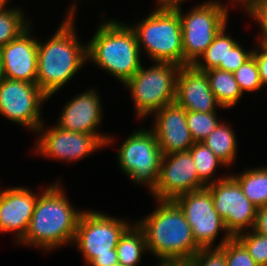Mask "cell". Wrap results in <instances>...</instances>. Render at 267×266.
<instances>
[{"label": "cell", "mask_w": 267, "mask_h": 266, "mask_svg": "<svg viewBox=\"0 0 267 266\" xmlns=\"http://www.w3.org/2000/svg\"><path fill=\"white\" fill-rule=\"evenodd\" d=\"M206 188L199 179L189 151L163 155L157 184L150 192L156 200H174L182 194Z\"/></svg>", "instance_id": "cell-14"}, {"label": "cell", "mask_w": 267, "mask_h": 266, "mask_svg": "<svg viewBox=\"0 0 267 266\" xmlns=\"http://www.w3.org/2000/svg\"><path fill=\"white\" fill-rule=\"evenodd\" d=\"M252 56L255 58L260 79L263 86L267 85V46L260 44L259 47L253 49Z\"/></svg>", "instance_id": "cell-34"}, {"label": "cell", "mask_w": 267, "mask_h": 266, "mask_svg": "<svg viewBox=\"0 0 267 266\" xmlns=\"http://www.w3.org/2000/svg\"><path fill=\"white\" fill-rule=\"evenodd\" d=\"M236 238L245 246L259 266H267V236L253 229L240 233Z\"/></svg>", "instance_id": "cell-29"}, {"label": "cell", "mask_w": 267, "mask_h": 266, "mask_svg": "<svg viewBox=\"0 0 267 266\" xmlns=\"http://www.w3.org/2000/svg\"><path fill=\"white\" fill-rule=\"evenodd\" d=\"M187 262L189 266H227L224 254L218 248L201 249Z\"/></svg>", "instance_id": "cell-32"}, {"label": "cell", "mask_w": 267, "mask_h": 266, "mask_svg": "<svg viewBox=\"0 0 267 266\" xmlns=\"http://www.w3.org/2000/svg\"><path fill=\"white\" fill-rule=\"evenodd\" d=\"M47 100L36 83L4 78L0 84V114L35 134L44 123L41 105Z\"/></svg>", "instance_id": "cell-11"}, {"label": "cell", "mask_w": 267, "mask_h": 266, "mask_svg": "<svg viewBox=\"0 0 267 266\" xmlns=\"http://www.w3.org/2000/svg\"><path fill=\"white\" fill-rule=\"evenodd\" d=\"M158 8H172L180 7L185 0H156ZM187 1V0H186Z\"/></svg>", "instance_id": "cell-36"}, {"label": "cell", "mask_w": 267, "mask_h": 266, "mask_svg": "<svg viewBox=\"0 0 267 266\" xmlns=\"http://www.w3.org/2000/svg\"><path fill=\"white\" fill-rule=\"evenodd\" d=\"M133 223L99 211H83L73 245L88 266H113L118 263L116 246Z\"/></svg>", "instance_id": "cell-5"}, {"label": "cell", "mask_w": 267, "mask_h": 266, "mask_svg": "<svg viewBox=\"0 0 267 266\" xmlns=\"http://www.w3.org/2000/svg\"><path fill=\"white\" fill-rule=\"evenodd\" d=\"M221 1H204L184 14L178 11L182 26L184 66L193 65L214 41L219 32L227 26L230 7Z\"/></svg>", "instance_id": "cell-8"}, {"label": "cell", "mask_w": 267, "mask_h": 266, "mask_svg": "<svg viewBox=\"0 0 267 266\" xmlns=\"http://www.w3.org/2000/svg\"><path fill=\"white\" fill-rule=\"evenodd\" d=\"M152 131L163 155L188 151L195 143L186 123L187 110L176 102L155 112Z\"/></svg>", "instance_id": "cell-17"}, {"label": "cell", "mask_w": 267, "mask_h": 266, "mask_svg": "<svg viewBox=\"0 0 267 266\" xmlns=\"http://www.w3.org/2000/svg\"><path fill=\"white\" fill-rule=\"evenodd\" d=\"M3 191H4V189H0V198H1Z\"/></svg>", "instance_id": "cell-42"}, {"label": "cell", "mask_w": 267, "mask_h": 266, "mask_svg": "<svg viewBox=\"0 0 267 266\" xmlns=\"http://www.w3.org/2000/svg\"><path fill=\"white\" fill-rule=\"evenodd\" d=\"M157 207L140 218L148 253L159 262L188 261L202 248L195 242L192 228L173 200H155Z\"/></svg>", "instance_id": "cell-3"}, {"label": "cell", "mask_w": 267, "mask_h": 266, "mask_svg": "<svg viewBox=\"0 0 267 266\" xmlns=\"http://www.w3.org/2000/svg\"><path fill=\"white\" fill-rule=\"evenodd\" d=\"M130 27L140 51L144 50L151 61L184 66L182 26L176 9L157 7Z\"/></svg>", "instance_id": "cell-6"}, {"label": "cell", "mask_w": 267, "mask_h": 266, "mask_svg": "<svg viewBox=\"0 0 267 266\" xmlns=\"http://www.w3.org/2000/svg\"><path fill=\"white\" fill-rule=\"evenodd\" d=\"M253 49L247 51L241 46V43H237L226 56V65H219L217 68L221 70L233 73L241 65H243L248 59L252 57Z\"/></svg>", "instance_id": "cell-33"}, {"label": "cell", "mask_w": 267, "mask_h": 266, "mask_svg": "<svg viewBox=\"0 0 267 266\" xmlns=\"http://www.w3.org/2000/svg\"><path fill=\"white\" fill-rule=\"evenodd\" d=\"M9 0H0V8H6Z\"/></svg>", "instance_id": "cell-40"}, {"label": "cell", "mask_w": 267, "mask_h": 266, "mask_svg": "<svg viewBox=\"0 0 267 266\" xmlns=\"http://www.w3.org/2000/svg\"><path fill=\"white\" fill-rule=\"evenodd\" d=\"M209 86L222 109L232 108L241 100L243 93L233 73L218 68L205 71Z\"/></svg>", "instance_id": "cell-20"}, {"label": "cell", "mask_w": 267, "mask_h": 266, "mask_svg": "<svg viewBox=\"0 0 267 266\" xmlns=\"http://www.w3.org/2000/svg\"><path fill=\"white\" fill-rule=\"evenodd\" d=\"M60 182L41 190L27 232L17 244L45 252L73 244L83 210L72 206Z\"/></svg>", "instance_id": "cell-2"}, {"label": "cell", "mask_w": 267, "mask_h": 266, "mask_svg": "<svg viewBox=\"0 0 267 266\" xmlns=\"http://www.w3.org/2000/svg\"><path fill=\"white\" fill-rule=\"evenodd\" d=\"M100 99L94 88L74 96L64 105L56 125L68 131L94 134L105 147L112 145L113 138L97 130L104 118Z\"/></svg>", "instance_id": "cell-15"}, {"label": "cell", "mask_w": 267, "mask_h": 266, "mask_svg": "<svg viewBox=\"0 0 267 266\" xmlns=\"http://www.w3.org/2000/svg\"><path fill=\"white\" fill-rule=\"evenodd\" d=\"M221 122L217 112L187 111L186 123L194 142H202Z\"/></svg>", "instance_id": "cell-27"}, {"label": "cell", "mask_w": 267, "mask_h": 266, "mask_svg": "<svg viewBox=\"0 0 267 266\" xmlns=\"http://www.w3.org/2000/svg\"><path fill=\"white\" fill-rule=\"evenodd\" d=\"M206 188L232 237L254 228L258 208L244 195L239 183L231 175Z\"/></svg>", "instance_id": "cell-12"}, {"label": "cell", "mask_w": 267, "mask_h": 266, "mask_svg": "<svg viewBox=\"0 0 267 266\" xmlns=\"http://www.w3.org/2000/svg\"><path fill=\"white\" fill-rule=\"evenodd\" d=\"M77 2L71 4L66 18L52 37L38 39V87L49 97L66 85L87 62V44L82 45L75 27Z\"/></svg>", "instance_id": "cell-1"}, {"label": "cell", "mask_w": 267, "mask_h": 266, "mask_svg": "<svg viewBox=\"0 0 267 266\" xmlns=\"http://www.w3.org/2000/svg\"><path fill=\"white\" fill-rule=\"evenodd\" d=\"M31 24L14 40L0 48L4 77L36 83L38 40L33 38Z\"/></svg>", "instance_id": "cell-16"}, {"label": "cell", "mask_w": 267, "mask_h": 266, "mask_svg": "<svg viewBox=\"0 0 267 266\" xmlns=\"http://www.w3.org/2000/svg\"><path fill=\"white\" fill-rule=\"evenodd\" d=\"M158 266H189L187 261L158 262Z\"/></svg>", "instance_id": "cell-38"}, {"label": "cell", "mask_w": 267, "mask_h": 266, "mask_svg": "<svg viewBox=\"0 0 267 266\" xmlns=\"http://www.w3.org/2000/svg\"><path fill=\"white\" fill-rule=\"evenodd\" d=\"M119 263L126 266H137L142 254L147 251L144 231L136 222L124 232L116 246Z\"/></svg>", "instance_id": "cell-23"}, {"label": "cell", "mask_w": 267, "mask_h": 266, "mask_svg": "<svg viewBox=\"0 0 267 266\" xmlns=\"http://www.w3.org/2000/svg\"><path fill=\"white\" fill-rule=\"evenodd\" d=\"M218 249L224 254L227 266H259L236 237H232Z\"/></svg>", "instance_id": "cell-30"}, {"label": "cell", "mask_w": 267, "mask_h": 266, "mask_svg": "<svg viewBox=\"0 0 267 266\" xmlns=\"http://www.w3.org/2000/svg\"><path fill=\"white\" fill-rule=\"evenodd\" d=\"M143 67L124 84L130 91L136 115L140 120L175 102L180 65L154 62Z\"/></svg>", "instance_id": "cell-7"}, {"label": "cell", "mask_w": 267, "mask_h": 266, "mask_svg": "<svg viewBox=\"0 0 267 266\" xmlns=\"http://www.w3.org/2000/svg\"><path fill=\"white\" fill-rule=\"evenodd\" d=\"M226 165L235 162L238 147L233 128L225 121L222 122L202 141Z\"/></svg>", "instance_id": "cell-21"}, {"label": "cell", "mask_w": 267, "mask_h": 266, "mask_svg": "<svg viewBox=\"0 0 267 266\" xmlns=\"http://www.w3.org/2000/svg\"><path fill=\"white\" fill-rule=\"evenodd\" d=\"M173 201L182 210L192 228L195 242L202 249L219 248L232 238L223 219L216 211L211 193L207 188L182 194ZM220 231H225V235L214 247L215 239Z\"/></svg>", "instance_id": "cell-10"}, {"label": "cell", "mask_w": 267, "mask_h": 266, "mask_svg": "<svg viewBox=\"0 0 267 266\" xmlns=\"http://www.w3.org/2000/svg\"><path fill=\"white\" fill-rule=\"evenodd\" d=\"M175 102L187 111L208 113L222 108L210 89L206 72L193 65L180 67Z\"/></svg>", "instance_id": "cell-19"}, {"label": "cell", "mask_w": 267, "mask_h": 266, "mask_svg": "<svg viewBox=\"0 0 267 266\" xmlns=\"http://www.w3.org/2000/svg\"><path fill=\"white\" fill-rule=\"evenodd\" d=\"M39 193L28 187H7L0 198V233L14 232L16 243L26 234Z\"/></svg>", "instance_id": "cell-18"}, {"label": "cell", "mask_w": 267, "mask_h": 266, "mask_svg": "<svg viewBox=\"0 0 267 266\" xmlns=\"http://www.w3.org/2000/svg\"><path fill=\"white\" fill-rule=\"evenodd\" d=\"M230 2V6H232V4H239L241 3V8L244 10H246L255 0H229Z\"/></svg>", "instance_id": "cell-37"}, {"label": "cell", "mask_w": 267, "mask_h": 266, "mask_svg": "<svg viewBox=\"0 0 267 266\" xmlns=\"http://www.w3.org/2000/svg\"><path fill=\"white\" fill-rule=\"evenodd\" d=\"M20 7L0 8V48L14 40L32 22ZM25 17V18H24Z\"/></svg>", "instance_id": "cell-26"}, {"label": "cell", "mask_w": 267, "mask_h": 266, "mask_svg": "<svg viewBox=\"0 0 267 266\" xmlns=\"http://www.w3.org/2000/svg\"><path fill=\"white\" fill-rule=\"evenodd\" d=\"M44 123L36 131L39 136L34 151L39 156L75 162L103 149L105 145L94 135L61 129L57 125L45 127Z\"/></svg>", "instance_id": "cell-13"}, {"label": "cell", "mask_w": 267, "mask_h": 266, "mask_svg": "<svg viewBox=\"0 0 267 266\" xmlns=\"http://www.w3.org/2000/svg\"><path fill=\"white\" fill-rule=\"evenodd\" d=\"M113 266H126V265H123L122 263H116V264H114Z\"/></svg>", "instance_id": "cell-41"}, {"label": "cell", "mask_w": 267, "mask_h": 266, "mask_svg": "<svg viewBox=\"0 0 267 266\" xmlns=\"http://www.w3.org/2000/svg\"><path fill=\"white\" fill-rule=\"evenodd\" d=\"M103 22L86 43L87 61L125 84L143 63L135 32L114 19Z\"/></svg>", "instance_id": "cell-4"}, {"label": "cell", "mask_w": 267, "mask_h": 266, "mask_svg": "<svg viewBox=\"0 0 267 266\" xmlns=\"http://www.w3.org/2000/svg\"><path fill=\"white\" fill-rule=\"evenodd\" d=\"M224 27L215 37L214 41L207 47L200 58L193 66L201 71L215 69L219 65H226L228 52L238 43L231 36L227 35Z\"/></svg>", "instance_id": "cell-25"}, {"label": "cell", "mask_w": 267, "mask_h": 266, "mask_svg": "<svg viewBox=\"0 0 267 266\" xmlns=\"http://www.w3.org/2000/svg\"><path fill=\"white\" fill-rule=\"evenodd\" d=\"M188 151L192 155L199 179L206 186L228 176L227 174L218 176V179L214 177L216 169H219L218 166L226 167V165L203 142H195Z\"/></svg>", "instance_id": "cell-24"}, {"label": "cell", "mask_w": 267, "mask_h": 266, "mask_svg": "<svg viewBox=\"0 0 267 266\" xmlns=\"http://www.w3.org/2000/svg\"><path fill=\"white\" fill-rule=\"evenodd\" d=\"M240 185L244 195L257 208L267 206V167L246 169L240 174H230Z\"/></svg>", "instance_id": "cell-22"}, {"label": "cell", "mask_w": 267, "mask_h": 266, "mask_svg": "<svg viewBox=\"0 0 267 266\" xmlns=\"http://www.w3.org/2000/svg\"><path fill=\"white\" fill-rule=\"evenodd\" d=\"M254 231L267 236V206L257 209Z\"/></svg>", "instance_id": "cell-35"}, {"label": "cell", "mask_w": 267, "mask_h": 266, "mask_svg": "<svg viewBox=\"0 0 267 266\" xmlns=\"http://www.w3.org/2000/svg\"><path fill=\"white\" fill-rule=\"evenodd\" d=\"M4 72H3V65L1 62V58H0V84L2 83V81L4 80Z\"/></svg>", "instance_id": "cell-39"}, {"label": "cell", "mask_w": 267, "mask_h": 266, "mask_svg": "<svg viewBox=\"0 0 267 266\" xmlns=\"http://www.w3.org/2000/svg\"><path fill=\"white\" fill-rule=\"evenodd\" d=\"M117 151L123 173L134 183L145 184L151 192L157 184L163 156L155 133L144 127L134 130Z\"/></svg>", "instance_id": "cell-9"}, {"label": "cell", "mask_w": 267, "mask_h": 266, "mask_svg": "<svg viewBox=\"0 0 267 266\" xmlns=\"http://www.w3.org/2000/svg\"><path fill=\"white\" fill-rule=\"evenodd\" d=\"M233 75L243 94L257 92L263 87L259 68L253 56L234 71Z\"/></svg>", "instance_id": "cell-28"}, {"label": "cell", "mask_w": 267, "mask_h": 266, "mask_svg": "<svg viewBox=\"0 0 267 266\" xmlns=\"http://www.w3.org/2000/svg\"><path fill=\"white\" fill-rule=\"evenodd\" d=\"M246 14L255 20L260 34L256 38L259 44L267 46V0H255L246 10Z\"/></svg>", "instance_id": "cell-31"}]
</instances>
